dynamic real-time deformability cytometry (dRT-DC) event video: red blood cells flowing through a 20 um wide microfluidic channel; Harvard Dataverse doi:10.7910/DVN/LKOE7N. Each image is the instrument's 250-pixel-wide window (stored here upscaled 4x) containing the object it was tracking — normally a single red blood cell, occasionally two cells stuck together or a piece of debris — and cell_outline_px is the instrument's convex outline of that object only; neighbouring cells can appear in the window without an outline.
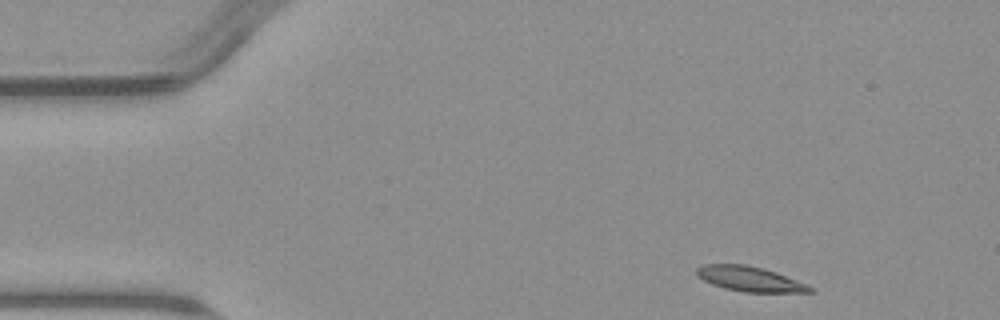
{"species": "common noctule bat (a hibernating species)", "species_latin": "Nyctalus noctula", "temperature_condition": "warm", "stored_images_in_passage": 4, "camera_frame_rate_fps": 3000, "um_per_image_px": 0.085, "animal": {"sex": "male", "body_mass_g": 23.1, "forearm_length_mm": 52.7}, "frame": {"image": 1, "passage_image": 1, "time_ms": 0.0, "image_size_px": [1000, 320], "cell_outline_px": [[816, 292], [744, 292], [724, 288], [712, 284], [696, 276], [696, 268], [704, 264], [744, 264], [764, 268], [776, 272], [816, 288]], "centroid_in_image_um": [63.74, 23.71], "position_along_channel_um": 21.3, "area_um2": 16.53}}
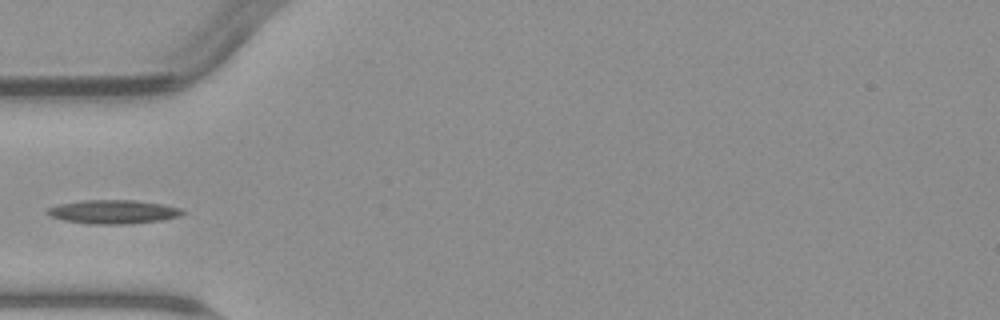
{"frame": {"image": 2, "passage_image": 4, "time_ms": 3.667, "image_size_px": [1000, 320], "cell_outline_px": [[184, 212], [180, 216], [160, 220], [128, 224], [92, 224], [64, 220], [52, 216], [44, 212], [48, 208], [60, 204], [84, 200], [136, 200], [164, 204], [180, 208]], "centroid_in_image_um": [9.64, 18.0], "position_along_channel_um": 75.4, "area_um2": 18.61}}